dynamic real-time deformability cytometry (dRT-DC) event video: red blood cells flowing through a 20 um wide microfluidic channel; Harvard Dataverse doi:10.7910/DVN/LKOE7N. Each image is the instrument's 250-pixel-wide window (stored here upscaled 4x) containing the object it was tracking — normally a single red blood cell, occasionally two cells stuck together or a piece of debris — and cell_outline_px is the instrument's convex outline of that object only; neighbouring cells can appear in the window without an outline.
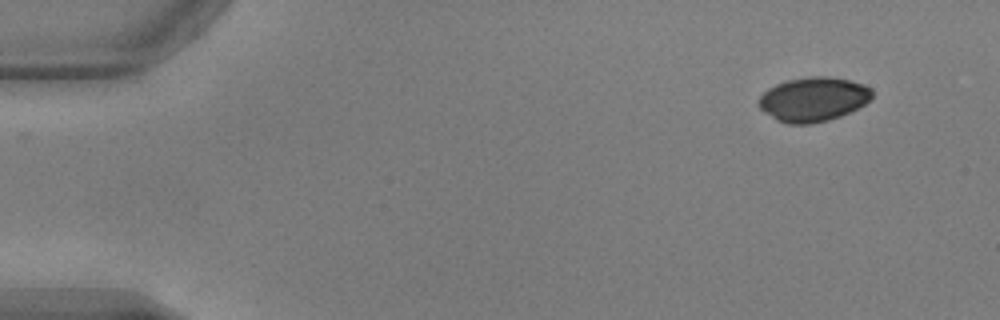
{"species": "common noctule bat (a hibernating species)", "species_latin": "Nyctalus noctula", "temperature_condition": "warm", "stored_images_in_passage": 49, "camera_frame_rate_fps": 3000, "um_per_image_px": 0.085, "animal": {"sex": "male", "body_mass_g": 17.9, "forearm_length_mm": 54.2}, "frame": {"image": 1, "passage_image": 1, "time_ms": 0.0, "image_size_px": [1000, 320], "cell_outline_px": [[872, 96], [864, 104], [840, 116], [828, 120], [808, 124], [788, 124], [776, 120], [764, 112], [756, 104], [756, 100], [768, 88], [776, 84], [788, 80], [812, 76], [828, 76], [852, 80], [872, 88]], "centroid_in_image_um": [69.09, 8.43], "position_along_channel_um": 15.9, "area_um2": 29.3}}
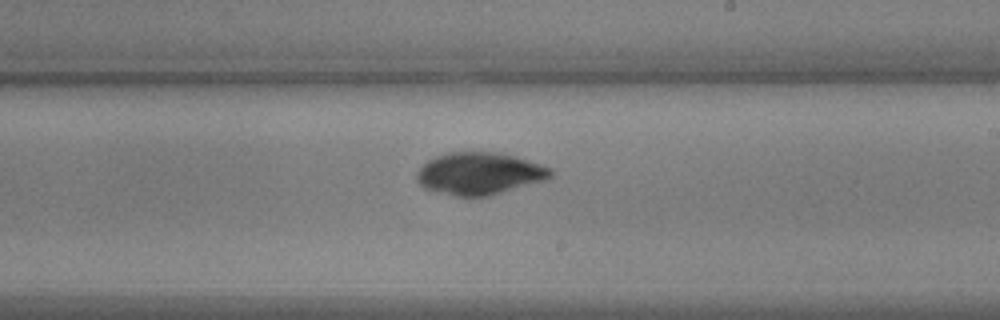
{"frame": {"image": 2, "passage_image": 28, "time_ms": 9.0, "image_size_px": [1000, 320], "cell_outline_px": [[552, 176], [544, 180], [488, 196], [456, 196], [424, 188], [416, 180], [416, 172], [428, 160], [436, 156], [448, 152], [504, 152], [552, 168]], "centroid_in_image_um": [40.75, 14.73], "position_along_channel_um": 248.3, "area_um2": 32.83}}
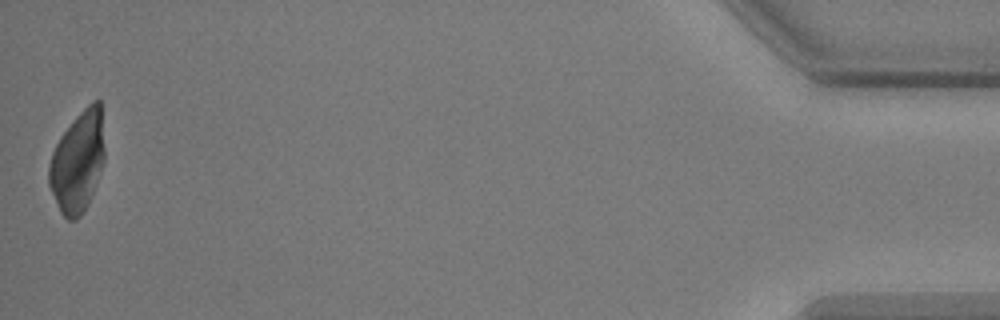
{"frame": {"image": 3, "passage_image": 49, "time_ms": 16.0, "image_size_px": [1000, 320], "cell_outline_px": [[104, 160], [100, 172], [88, 204], [84, 212], [76, 220], [68, 220], [60, 212], [56, 204], [48, 184], [48, 164], [52, 152], [60, 136], [76, 116], [92, 100], [100, 100], [104, 148]], "centroid_in_image_um": [6.58, 13.77], "position_along_channel_um": 428.6, "area_um2": 32.71}}